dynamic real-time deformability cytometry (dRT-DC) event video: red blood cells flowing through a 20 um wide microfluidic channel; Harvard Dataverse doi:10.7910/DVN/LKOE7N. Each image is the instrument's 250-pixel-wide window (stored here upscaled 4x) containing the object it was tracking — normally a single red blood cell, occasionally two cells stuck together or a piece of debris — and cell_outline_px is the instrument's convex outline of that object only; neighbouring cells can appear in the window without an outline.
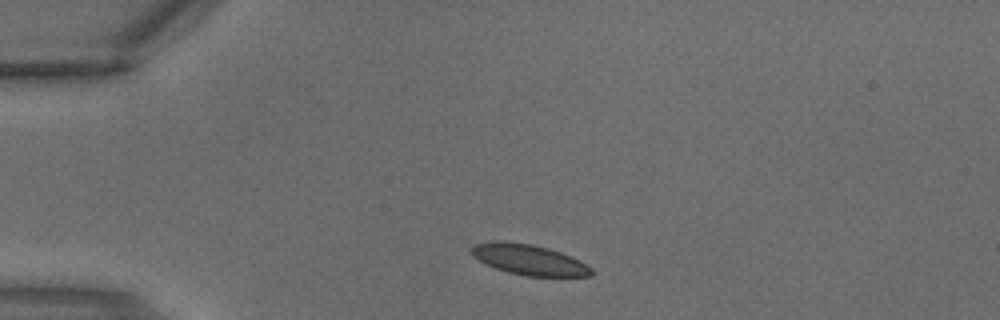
{"species": "common noctule bat (a hibernating species)", "species_latin": "Nyctalus noctula", "temperature_condition": "warm", "stored_images_in_passage": 1, "camera_frame_rate_fps": 3000, "um_per_image_px": 0.085, "animal": {"sex": "male", "body_mass_g": 18.8}, "frame": {"image": 1, "passage_image": 1, "time_ms": 0.0, "image_size_px": [1000, 320], "cell_outline_px": [[596, 272], [592, 276], [528, 276], [508, 272], [496, 268], [472, 256], [472, 248], [476, 244], [496, 240], [504, 240], [532, 244], [548, 248], [560, 252], [580, 260], [592, 268]], "centroid_in_image_um": [45.01, 22.07], "position_along_channel_um": 40.0, "area_um2": 21.27}}